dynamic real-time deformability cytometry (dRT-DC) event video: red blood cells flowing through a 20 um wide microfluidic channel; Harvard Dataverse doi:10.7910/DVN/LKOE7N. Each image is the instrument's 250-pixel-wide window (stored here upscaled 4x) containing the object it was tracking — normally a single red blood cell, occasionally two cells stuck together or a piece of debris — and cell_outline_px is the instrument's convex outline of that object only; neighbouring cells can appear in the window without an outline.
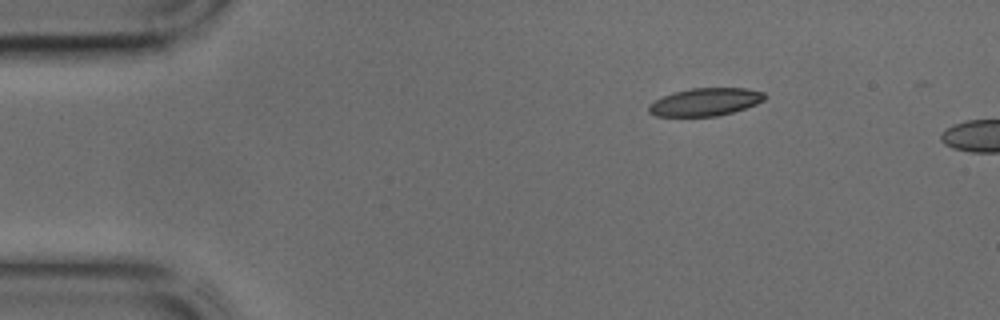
{"species": "common noctule bat (a hibernating species)", "species_latin": "Nyctalus noctula", "temperature_condition": "cold", "stored_images_in_passage": 4, "camera_frame_rate_fps": 3000, "um_per_image_px": 0.085, "animal": {"sex": "male", "body_mass_g": 17.9, "forearm_length_mm": 54.2}, "frame": {"image": 1, "passage_image": 1, "time_ms": 0.0, "image_size_px": [1000, 320], "cell_outline_px": [[768, 96], [764, 100], [756, 104], [732, 112], [716, 116], [656, 116], [648, 112], [648, 104], [664, 96], [676, 92], [692, 88], [748, 88], [764, 92]], "centroid_in_image_um": [59.98, 8.66], "position_along_channel_um": 25.0, "area_um2": 18.67}}